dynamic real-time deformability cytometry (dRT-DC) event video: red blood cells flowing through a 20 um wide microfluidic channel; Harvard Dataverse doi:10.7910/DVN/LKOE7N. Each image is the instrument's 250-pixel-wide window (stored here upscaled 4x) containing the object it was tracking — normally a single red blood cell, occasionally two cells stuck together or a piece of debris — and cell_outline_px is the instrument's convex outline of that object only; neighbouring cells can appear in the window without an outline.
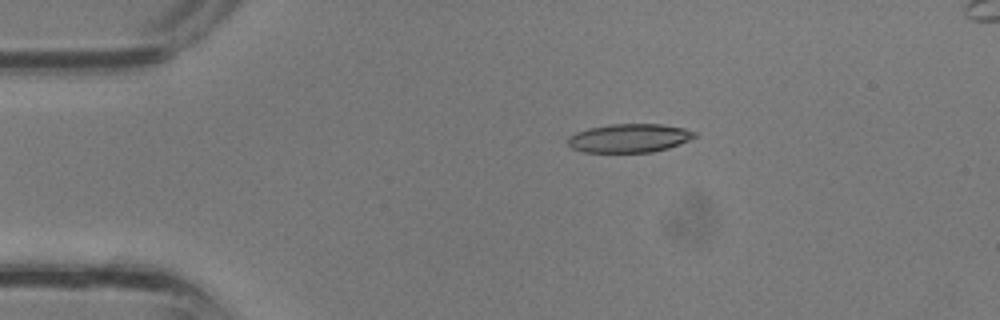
{"species": "common noctule bat (a hibernating species)", "species_latin": "Nyctalus noctula", "temperature_condition": "room temperature", "stored_images_in_passage": 28, "camera_frame_rate_fps": 3000, "um_per_image_px": 0.085, "animal": {"sex": "male", "body_mass_g": 13.3}, "frame": {"image": 1, "passage_image": 1, "time_ms": 0.0, "image_size_px": [1000, 320], "cell_outline_px": [[696, 136], [680, 144], [668, 148], [652, 152], [584, 152], [572, 148], [568, 144], [568, 136], [576, 132], [588, 128], [612, 124], [660, 124], [684, 128], [696, 132]], "centroid_in_image_um": [53.48, 11.74], "position_along_channel_um": 31.5, "area_um2": 21.1}}
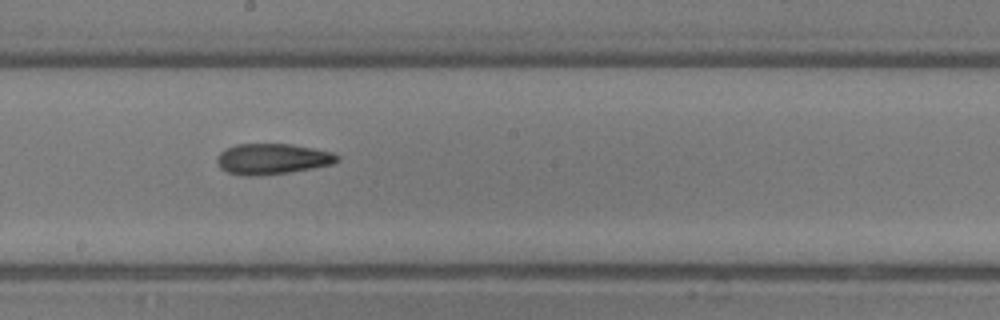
{"frame": {"image": 2, "passage_image": 13, "time_ms": 4.0, "image_size_px": [1000, 320], "cell_outline_px": [[340, 160], [332, 164], [312, 168], [288, 172], [260, 176], [244, 176], [228, 172], [220, 168], [216, 164], [216, 156], [220, 152], [236, 144], [292, 144], [332, 152], [340, 156]], "centroid_in_image_um": [23.12, 13.51], "position_along_channel_um": 225.1, "area_um2": 21.62}}
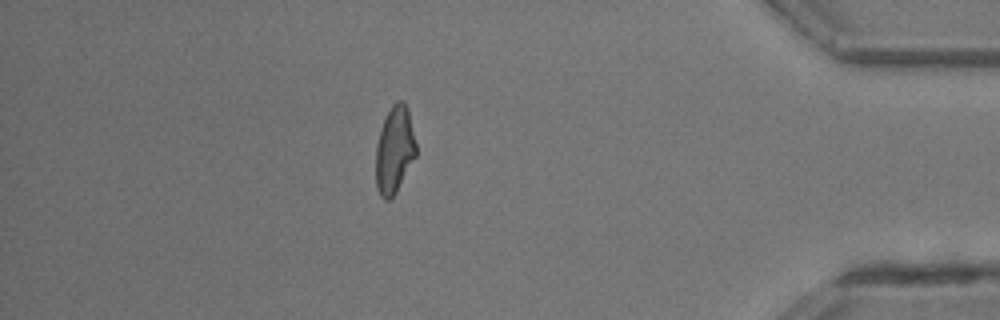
{"frame": {"image": 3, "passage_image": 24, "time_ms": 7.667, "image_size_px": [1000, 320], "cell_outline_px": [[416, 156], [396, 192], [388, 200], [384, 200], [380, 196], [376, 188], [376, 144], [380, 128], [392, 104], [396, 100], [404, 100], [408, 108], [416, 144]], "centroid_in_image_um": [33.53, 12.73], "position_along_channel_um": 401.7, "area_um2": 20.52}}